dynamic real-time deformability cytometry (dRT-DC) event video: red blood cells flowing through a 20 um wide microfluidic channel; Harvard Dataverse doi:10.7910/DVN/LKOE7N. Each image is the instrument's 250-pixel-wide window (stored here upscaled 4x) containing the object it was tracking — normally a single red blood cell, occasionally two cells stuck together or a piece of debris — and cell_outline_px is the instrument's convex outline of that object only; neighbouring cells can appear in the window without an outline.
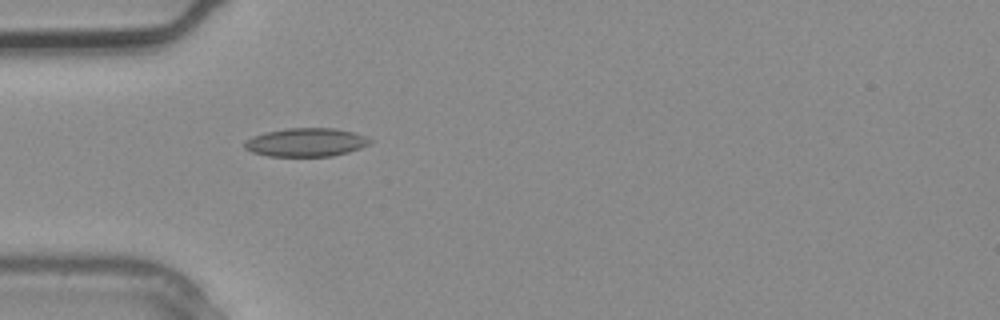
{"species": "common noctule bat (a hibernating species)", "species_latin": "Nyctalus noctula", "temperature_condition": "warm", "stored_images_in_passage": 3, "camera_frame_rate_fps": 3000, "um_per_image_px": 0.085, "animal": {"sex": "male", "body_mass_g": 20.4}, "frame": {"image": 1, "passage_image": 3, "time_ms": 0.667, "image_size_px": [1000, 320], "cell_outline_px": [[372, 144], [348, 152], [332, 156], [268, 156], [252, 152], [244, 148], [244, 140], [252, 136], [284, 128], [332, 128], [352, 132], [364, 136], [372, 140]], "centroid_in_image_um": [25.99, 12.1], "position_along_channel_um": 59.0, "area_um2": 20.81}}